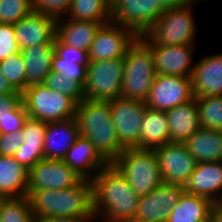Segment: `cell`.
<instances>
[{"label": "cell", "mask_w": 222, "mask_h": 222, "mask_svg": "<svg viewBox=\"0 0 222 222\" xmlns=\"http://www.w3.org/2000/svg\"><path fill=\"white\" fill-rule=\"evenodd\" d=\"M165 113L171 143H184L200 128L196 98L169 109Z\"/></svg>", "instance_id": "22"}, {"label": "cell", "mask_w": 222, "mask_h": 222, "mask_svg": "<svg viewBox=\"0 0 222 222\" xmlns=\"http://www.w3.org/2000/svg\"><path fill=\"white\" fill-rule=\"evenodd\" d=\"M71 0H33L34 11L56 19L65 17Z\"/></svg>", "instance_id": "38"}, {"label": "cell", "mask_w": 222, "mask_h": 222, "mask_svg": "<svg viewBox=\"0 0 222 222\" xmlns=\"http://www.w3.org/2000/svg\"><path fill=\"white\" fill-rule=\"evenodd\" d=\"M112 121L123 149L140 148V127L147 110L145 102L116 98L109 100Z\"/></svg>", "instance_id": "10"}, {"label": "cell", "mask_w": 222, "mask_h": 222, "mask_svg": "<svg viewBox=\"0 0 222 222\" xmlns=\"http://www.w3.org/2000/svg\"><path fill=\"white\" fill-rule=\"evenodd\" d=\"M57 19L35 11L13 24L19 49L37 44H54Z\"/></svg>", "instance_id": "16"}, {"label": "cell", "mask_w": 222, "mask_h": 222, "mask_svg": "<svg viewBox=\"0 0 222 222\" xmlns=\"http://www.w3.org/2000/svg\"><path fill=\"white\" fill-rule=\"evenodd\" d=\"M113 164L139 197L147 195L163 183L154 149H124Z\"/></svg>", "instance_id": "6"}, {"label": "cell", "mask_w": 222, "mask_h": 222, "mask_svg": "<svg viewBox=\"0 0 222 222\" xmlns=\"http://www.w3.org/2000/svg\"><path fill=\"white\" fill-rule=\"evenodd\" d=\"M63 161L81 178L92 181L108 163L99 155L94 145L79 136L67 151Z\"/></svg>", "instance_id": "20"}, {"label": "cell", "mask_w": 222, "mask_h": 222, "mask_svg": "<svg viewBox=\"0 0 222 222\" xmlns=\"http://www.w3.org/2000/svg\"><path fill=\"white\" fill-rule=\"evenodd\" d=\"M154 150L158 157L163 182L184 186L197 163L185 145L169 142Z\"/></svg>", "instance_id": "14"}, {"label": "cell", "mask_w": 222, "mask_h": 222, "mask_svg": "<svg viewBox=\"0 0 222 222\" xmlns=\"http://www.w3.org/2000/svg\"><path fill=\"white\" fill-rule=\"evenodd\" d=\"M22 102L28 117L45 123L75 117L77 103L70 97L46 87L44 84L28 86L22 92Z\"/></svg>", "instance_id": "7"}, {"label": "cell", "mask_w": 222, "mask_h": 222, "mask_svg": "<svg viewBox=\"0 0 222 222\" xmlns=\"http://www.w3.org/2000/svg\"><path fill=\"white\" fill-rule=\"evenodd\" d=\"M0 69L15 91L22 93L26 89V65L20 51L1 61Z\"/></svg>", "instance_id": "32"}, {"label": "cell", "mask_w": 222, "mask_h": 222, "mask_svg": "<svg viewBox=\"0 0 222 222\" xmlns=\"http://www.w3.org/2000/svg\"><path fill=\"white\" fill-rule=\"evenodd\" d=\"M0 222H35L28 197L6 198L0 207Z\"/></svg>", "instance_id": "31"}, {"label": "cell", "mask_w": 222, "mask_h": 222, "mask_svg": "<svg viewBox=\"0 0 222 222\" xmlns=\"http://www.w3.org/2000/svg\"><path fill=\"white\" fill-rule=\"evenodd\" d=\"M137 36L128 28L109 21L102 24L88 52L89 61H101L125 56Z\"/></svg>", "instance_id": "12"}, {"label": "cell", "mask_w": 222, "mask_h": 222, "mask_svg": "<svg viewBox=\"0 0 222 222\" xmlns=\"http://www.w3.org/2000/svg\"><path fill=\"white\" fill-rule=\"evenodd\" d=\"M26 65V88L34 84H43L52 71L54 44H37L21 49Z\"/></svg>", "instance_id": "25"}, {"label": "cell", "mask_w": 222, "mask_h": 222, "mask_svg": "<svg viewBox=\"0 0 222 222\" xmlns=\"http://www.w3.org/2000/svg\"><path fill=\"white\" fill-rule=\"evenodd\" d=\"M184 186L162 183L141 196L134 219L144 222H167L171 209L178 203Z\"/></svg>", "instance_id": "15"}, {"label": "cell", "mask_w": 222, "mask_h": 222, "mask_svg": "<svg viewBox=\"0 0 222 222\" xmlns=\"http://www.w3.org/2000/svg\"><path fill=\"white\" fill-rule=\"evenodd\" d=\"M28 173L13 156L0 155V194L5 198L27 196Z\"/></svg>", "instance_id": "27"}, {"label": "cell", "mask_w": 222, "mask_h": 222, "mask_svg": "<svg viewBox=\"0 0 222 222\" xmlns=\"http://www.w3.org/2000/svg\"><path fill=\"white\" fill-rule=\"evenodd\" d=\"M22 102V93L0 94V117L4 110H14Z\"/></svg>", "instance_id": "43"}, {"label": "cell", "mask_w": 222, "mask_h": 222, "mask_svg": "<svg viewBox=\"0 0 222 222\" xmlns=\"http://www.w3.org/2000/svg\"><path fill=\"white\" fill-rule=\"evenodd\" d=\"M217 213L222 217V200L217 204Z\"/></svg>", "instance_id": "48"}, {"label": "cell", "mask_w": 222, "mask_h": 222, "mask_svg": "<svg viewBox=\"0 0 222 222\" xmlns=\"http://www.w3.org/2000/svg\"><path fill=\"white\" fill-rule=\"evenodd\" d=\"M102 24L105 23L62 17L57 19L56 37L64 44L89 52L92 41Z\"/></svg>", "instance_id": "24"}, {"label": "cell", "mask_w": 222, "mask_h": 222, "mask_svg": "<svg viewBox=\"0 0 222 222\" xmlns=\"http://www.w3.org/2000/svg\"><path fill=\"white\" fill-rule=\"evenodd\" d=\"M209 222H222V217L216 212Z\"/></svg>", "instance_id": "47"}, {"label": "cell", "mask_w": 222, "mask_h": 222, "mask_svg": "<svg viewBox=\"0 0 222 222\" xmlns=\"http://www.w3.org/2000/svg\"><path fill=\"white\" fill-rule=\"evenodd\" d=\"M169 143V126L165 111L147 108L140 127V149H156Z\"/></svg>", "instance_id": "28"}, {"label": "cell", "mask_w": 222, "mask_h": 222, "mask_svg": "<svg viewBox=\"0 0 222 222\" xmlns=\"http://www.w3.org/2000/svg\"><path fill=\"white\" fill-rule=\"evenodd\" d=\"M23 134L20 132L0 134V155L14 156L23 142Z\"/></svg>", "instance_id": "42"}, {"label": "cell", "mask_w": 222, "mask_h": 222, "mask_svg": "<svg viewBox=\"0 0 222 222\" xmlns=\"http://www.w3.org/2000/svg\"><path fill=\"white\" fill-rule=\"evenodd\" d=\"M184 190L217 205L222 200V161L197 162Z\"/></svg>", "instance_id": "18"}, {"label": "cell", "mask_w": 222, "mask_h": 222, "mask_svg": "<svg viewBox=\"0 0 222 222\" xmlns=\"http://www.w3.org/2000/svg\"><path fill=\"white\" fill-rule=\"evenodd\" d=\"M33 11V0H0V23L15 24Z\"/></svg>", "instance_id": "34"}, {"label": "cell", "mask_w": 222, "mask_h": 222, "mask_svg": "<svg viewBox=\"0 0 222 222\" xmlns=\"http://www.w3.org/2000/svg\"><path fill=\"white\" fill-rule=\"evenodd\" d=\"M124 73V57L89 61L87 82L84 86L85 99L109 101L120 98Z\"/></svg>", "instance_id": "8"}, {"label": "cell", "mask_w": 222, "mask_h": 222, "mask_svg": "<svg viewBox=\"0 0 222 222\" xmlns=\"http://www.w3.org/2000/svg\"><path fill=\"white\" fill-rule=\"evenodd\" d=\"M0 117V134H9L22 131L23 124L28 118L23 102L14 110H4Z\"/></svg>", "instance_id": "36"}, {"label": "cell", "mask_w": 222, "mask_h": 222, "mask_svg": "<svg viewBox=\"0 0 222 222\" xmlns=\"http://www.w3.org/2000/svg\"><path fill=\"white\" fill-rule=\"evenodd\" d=\"M191 82L195 98L222 96V52L206 55L195 63Z\"/></svg>", "instance_id": "19"}, {"label": "cell", "mask_w": 222, "mask_h": 222, "mask_svg": "<svg viewBox=\"0 0 222 222\" xmlns=\"http://www.w3.org/2000/svg\"><path fill=\"white\" fill-rule=\"evenodd\" d=\"M7 93H17L12 86L9 84L8 80L4 77L0 69V94Z\"/></svg>", "instance_id": "46"}, {"label": "cell", "mask_w": 222, "mask_h": 222, "mask_svg": "<svg viewBox=\"0 0 222 222\" xmlns=\"http://www.w3.org/2000/svg\"><path fill=\"white\" fill-rule=\"evenodd\" d=\"M75 120L79 135L88 139L108 164H113L124 149L119 144L109 101L82 100L77 104Z\"/></svg>", "instance_id": "2"}, {"label": "cell", "mask_w": 222, "mask_h": 222, "mask_svg": "<svg viewBox=\"0 0 222 222\" xmlns=\"http://www.w3.org/2000/svg\"><path fill=\"white\" fill-rule=\"evenodd\" d=\"M201 128L222 131V96L197 97Z\"/></svg>", "instance_id": "30"}, {"label": "cell", "mask_w": 222, "mask_h": 222, "mask_svg": "<svg viewBox=\"0 0 222 222\" xmlns=\"http://www.w3.org/2000/svg\"><path fill=\"white\" fill-rule=\"evenodd\" d=\"M194 98L191 76L157 74L145 103L150 109L167 111Z\"/></svg>", "instance_id": "11"}, {"label": "cell", "mask_w": 222, "mask_h": 222, "mask_svg": "<svg viewBox=\"0 0 222 222\" xmlns=\"http://www.w3.org/2000/svg\"><path fill=\"white\" fill-rule=\"evenodd\" d=\"M195 1L197 0H161L163 6L166 9L183 7L191 3H194Z\"/></svg>", "instance_id": "45"}, {"label": "cell", "mask_w": 222, "mask_h": 222, "mask_svg": "<svg viewBox=\"0 0 222 222\" xmlns=\"http://www.w3.org/2000/svg\"><path fill=\"white\" fill-rule=\"evenodd\" d=\"M154 57L156 74L191 76L196 45L148 46ZM192 62V63H191Z\"/></svg>", "instance_id": "17"}, {"label": "cell", "mask_w": 222, "mask_h": 222, "mask_svg": "<svg viewBox=\"0 0 222 222\" xmlns=\"http://www.w3.org/2000/svg\"><path fill=\"white\" fill-rule=\"evenodd\" d=\"M198 2L199 0L183 7L166 9L139 38L147 46L196 45L197 25L192 6Z\"/></svg>", "instance_id": "4"}, {"label": "cell", "mask_w": 222, "mask_h": 222, "mask_svg": "<svg viewBox=\"0 0 222 222\" xmlns=\"http://www.w3.org/2000/svg\"><path fill=\"white\" fill-rule=\"evenodd\" d=\"M79 136L75 117L46 123L44 159L63 160Z\"/></svg>", "instance_id": "21"}, {"label": "cell", "mask_w": 222, "mask_h": 222, "mask_svg": "<svg viewBox=\"0 0 222 222\" xmlns=\"http://www.w3.org/2000/svg\"><path fill=\"white\" fill-rule=\"evenodd\" d=\"M6 198L0 194V207H1V204L3 203V201L5 200Z\"/></svg>", "instance_id": "50"}, {"label": "cell", "mask_w": 222, "mask_h": 222, "mask_svg": "<svg viewBox=\"0 0 222 222\" xmlns=\"http://www.w3.org/2000/svg\"><path fill=\"white\" fill-rule=\"evenodd\" d=\"M55 53L63 60L74 61L78 64H88V52L62 43L57 37L54 40Z\"/></svg>", "instance_id": "41"}, {"label": "cell", "mask_w": 222, "mask_h": 222, "mask_svg": "<svg viewBox=\"0 0 222 222\" xmlns=\"http://www.w3.org/2000/svg\"><path fill=\"white\" fill-rule=\"evenodd\" d=\"M82 180L63 160L42 159L29 170L28 190L67 189Z\"/></svg>", "instance_id": "13"}, {"label": "cell", "mask_w": 222, "mask_h": 222, "mask_svg": "<svg viewBox=\"0 0 222 222\" xmlns=\"http://www.w3.org/2000/svg\"><path fill=\"white\" fill-rule=\"evenodd\" d=\"M68 19L107 23L111 21L110 0H71Z\"/></svg>", "instance_id": "29"}, {"label": "cell", "mask_w": 222, "mask_h": 222, "mask_svg": "<svg viewBox=\"0 0 222 222\" xmlns=\"http://www.w3.org/2000/svg\"><path fill=\"white\" fill-rule=\"evenodd\" d=\"M87 65L74 61L63 60L56 53L52 58V71L60 73L63 77L77 81L83 88L87 82Z\"/></svg>", "instance_id": "35"}, {"label": "cell", "mask_w": 222, "mask_h": 222, "mask_svg": "<svg viewBox=\"0 0 222 222\" xmlns=\"http://www.w3.org/2000/svg\"><path fill=\"white\" fill-rule=\"evenodd\" d=\"M34 219L40 217H94L92 181L83 179L67 189L27 190Z\"/></svg>", "instance_id": "3"}, {"label": "cell", "mask_w": 222, "mask_h": 222, "mask_svg": "<svg viewBox=\"0 0 222 222\" xmlns=\"http://www.w3.org/2000/svg\"><path fill=\"white\" fill-rule=\"evenodd\" d=\"M46 87L72 98L77 104L85 99L84 88L77 82L60 73L51 71L43 83Z\"/></svg>", "instance_id": "33"}, {"label": "cell", "mask_w": 222, "mask_h": 222, "mask_svg": "<svg viewBox=\"0 0 222 222\" xmlns=\"http://www.w3.org/2000/svg\"><path fill=\"white\" fill-rule=\"evenodd\" d=\"M183 144L196 162L222 161V131L200 127Z\"/></svg>", "instance_id": "26"}, {"label": "cell", "mask_w": 222, "mask_h": 222, "mask_svg": "<svg viewBox=\"0 0 222 222\" xmlns=\"http://www.w3.org/2000/svg\"><path fill=\"white\" fill-rule=\"evenodd\" d=\"M156 75L153 54L137 37L125 52L120 98L145 102Z\"/></svg>", "instance_id": "5"}, {"label": "cell", "mask_w": 222, "mask_h": 222, "mask_svg": "<svg viewBox=\"0 0 222 222\" xmlns=\"http://www.w3.org/2000/svg\"><path fill=\"white\" fill-rule=\"evenodd\" d=\"M19 51L13 24L0 23V62Z\"/></svg>", "instance_id": "39"}, {"label": "cell", "mask_w": 222, "mask_h": 222, "mask_svg": "<svg viewBox=\"0 0 222 222\" xmlns=\"http://www.w3.org/2000/svg\"><path fill=\"white\" fill-rule=\"evenodd\" d=\"M35 222H96L95 217H40Z\"/></svg>", "instance_id": "44"}, {"label": "cell", "mask_w": 222, "mask_h": 222, "mask_svg": "<svg viewBox=\"0 0 222 222\" xmlns=\"http://www.w3.org/2000/svg\"><path fill=\"white\" fill-rule=\"evenodd\" d=\"M96 221L120 222L135 218L140 197L114 164H108L92 180ZM102 217V218H101Z\"/></svg>", "instance_id": "1"}, {"label": "cell", "mask_w": 222, "mask_h": 222, "mask_svg": "<svg viewBox=\"0 0 222 222\" xmlns=\"http://www.w3.org/2000/svg\"><path fill=\"white\" fill-rule=\"evenodd\" d=\"M45 131V122L28 117L21 131L24 137L22 145L44 146Z\"/></svg>", "instance_id": "37"}, {"label": "cell", "mask_w": 222, "mask_h": 222, "mask_svg": "<svg viewBox=\"0 0 222 222\" xmlns=\"http://www.w3.org/2000/svg\"><path fill=\"white\" fill-rule=\"evenodd\" d=\"M166 10L161 0H110L111 21L144 35Z\"/></svg>", "instance_id": "9"}, {"label": "cell", "mask_w": 222, "mask_h": 222, "mask_svg": "<svg viewBox=\"0 0 222 222\" xmlns=\"http://www.w3.org/2000/svg\"><path fill=\"white\" fill-rule=\"evenodd\" d=\"M120 222H144V221H140V220H137V219H130V220H126V221H120Z\"/></svg>", "instance_id": "49"}, {"label": "cell", "mask_w": 222, "mask_h": 222, "mask_svg": "<svg viewBox=\"0 0 222 222\" xmlns=\"http://www.w3.org/2000/svg\"><path fill=\"white\" fill-rule=\"evenodd\" d=\"M216 212L217 205L210 199L184 191L167 222H209Z\"/></svg>", "instance_id": "23"}, {"label": "cell", "mask_w": 222, "mask_h": 222, "mask_svg": "<svg viewBox=\"0 0 222 222\" xmlns=\"http://www.w3.org/2000/svg\"><path fill=\"white\" fill-rule=\"evenodd\" d=\"M13 157L30 170L38 161L44 159V146L21 145Z\"/></svg>", "instance_id": "40"}]
</instances>
